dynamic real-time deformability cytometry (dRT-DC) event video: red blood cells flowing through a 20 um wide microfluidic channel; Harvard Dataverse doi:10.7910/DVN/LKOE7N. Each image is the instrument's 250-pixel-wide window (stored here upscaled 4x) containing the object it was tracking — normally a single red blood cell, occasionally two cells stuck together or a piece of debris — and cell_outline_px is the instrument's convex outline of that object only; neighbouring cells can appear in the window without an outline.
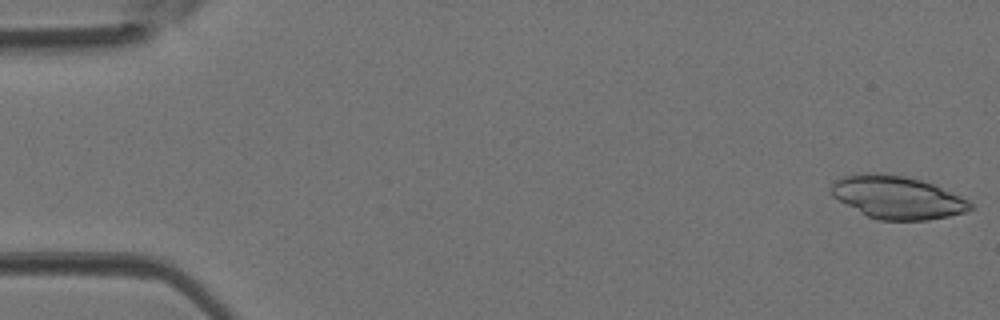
{"species": "Egyptian fruit bat (a non-hibernating species)", "species_latin": "Rousettus aegyptiacus", "temperature_condition": "room temperature", "stored_images_in_passage": 4, "camera_frame_rate_fps": 3000, "um_per_image_px": 0.085, "animal": {"sex": "female"}, "frame": {"image": 1, "passage_image": 1, "time_ms": 0.0, "image_size_px": [1000, 320], "cell_outline_px": [[972, 208], [964, 212], [948, 216], [928, 220], [880, 220], [868, 216], [860, 212], [832, 196], [828, 192], [828, 188], [840, 176], [868, 172], [876, 172], [904, 176], [920, 180], [932, 184], [960, 196], [968, 200], [972, 204]], "centroid_in_image_um": [76.21, 16.76], "position_along_channel_um": 8.8, "area_um2": 34.62}}